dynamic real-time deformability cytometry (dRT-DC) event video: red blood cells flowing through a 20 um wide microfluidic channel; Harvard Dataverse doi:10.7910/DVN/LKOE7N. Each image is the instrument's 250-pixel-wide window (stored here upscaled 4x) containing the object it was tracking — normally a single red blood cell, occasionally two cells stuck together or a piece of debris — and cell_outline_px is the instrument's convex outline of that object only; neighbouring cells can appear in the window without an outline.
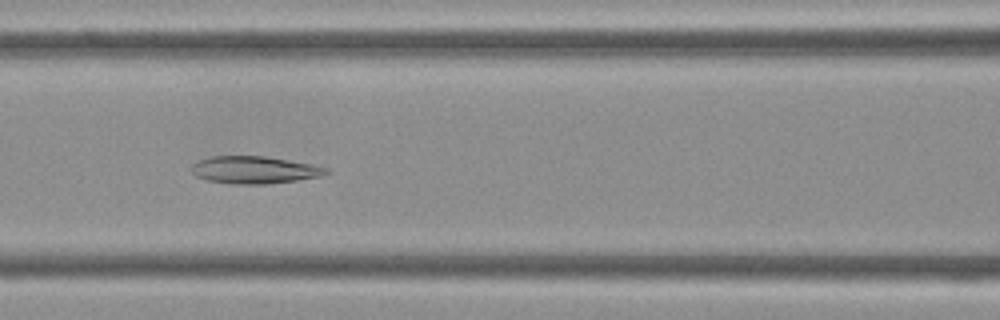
{"species": "Egyptian fruit bat (a non-hibernating species)", "species_latin": "Rousettus aegyptiacus", "temperature_condition": "cold", "stored_images_in_passage": 36, "camera_frame_rate_fps": 3000, "um_per_image_px": 0.085, "frame": {"image": 1, "passage_image": 10, "time_ms": 3.0, "image_size_px": [1000, 320], "cell_outline_px": [[332, 172], [324, 176], [296, 180], [264, 184], [232, 184], [208, 180], [196, 176], [192, 172], [192, 164], [200, 160], [212, 156], [264, 156], [312, 164], [328, 168]], "centroid_in_image_um": [21.67, 14.44], "position_along_channel_um": 144.9, "area_um2": 21.44}}
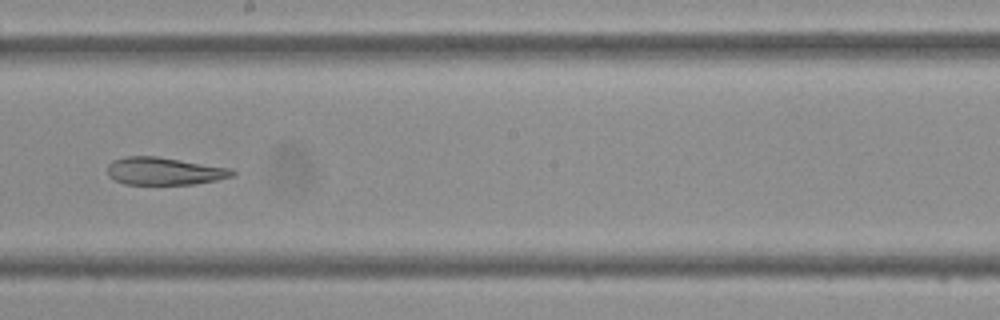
{"frame": {"image": 2, "passage_image": 16, "time_ms": 5.0, "image_size_px": [1000, 320], "cell_outline_px": [[236, 176], [216, 180], [192, 184], [124, 184], [108, 176], [108, 164], [112, 160], [124, 156], [156, 156], [232, 168], [236, 172]], "centroid_in_image_um": [13.98, 14.54], "position_along_channel_um": 234.2, "area_um2": 20.17}}
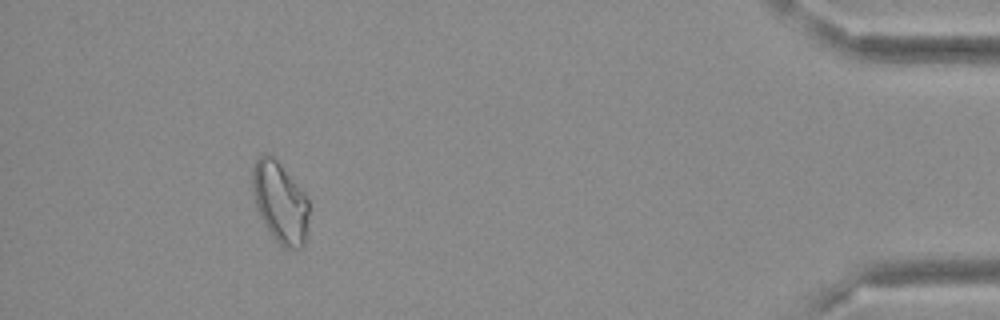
{"frame": {"image": 3, "passage_image": 32, "time_ms": 10.333, "image_size_px": [1000, 320], "cell_outline_px": [[308, 216], [304, 244], [300, 248], [284, 248], [276, 240], [264, 224], [260, 216], [252, 192], [252, 168], [256, 160], [264, 152], [268, 152], [276, 160], [308, 196]], "centroid_in_image_um": [23.79, 17.17], "position_along_channel_um": 411.4, "area_um2": 26.47}}